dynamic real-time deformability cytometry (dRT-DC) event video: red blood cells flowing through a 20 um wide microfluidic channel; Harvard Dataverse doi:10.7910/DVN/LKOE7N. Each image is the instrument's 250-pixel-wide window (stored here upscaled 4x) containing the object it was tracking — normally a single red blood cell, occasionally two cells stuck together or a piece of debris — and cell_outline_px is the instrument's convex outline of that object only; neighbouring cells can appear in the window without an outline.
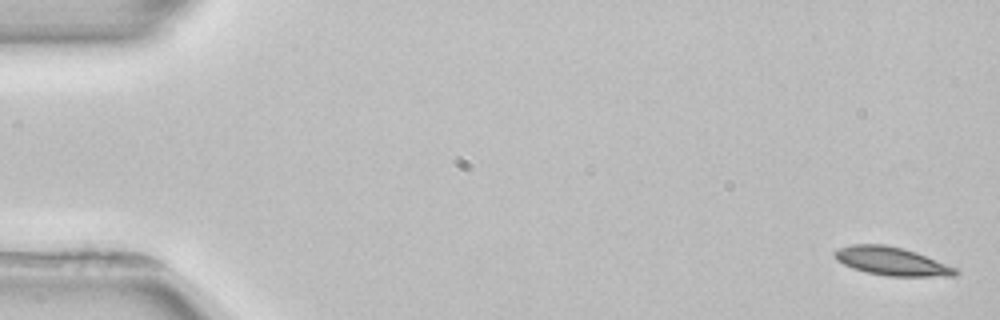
{"species": "common noctule bat (a hibernating species)", "species_latin": "Nyctalus noctula", "temperature_condition": "room temperature", "stored_images_in_passage": 4, "camera_frame_rate_fps": 3000, "um_per_image_px": 0.085, "animal": {"sex": "female", "body_mass_g": 22.7, "forearm_length_mm": 54.2}, "frame": {"image": 1, "passage_image": 1, "time_ms": 0.0, "image_size_px": [1000, 320], "cell_outline_px": [[960, 272], [956, 276], [888, 276], [868, 272], [852, 268], [836, 260], [832, 256], [832, 252], [836, 248], [852, 244], [884, 244], [904, 248], [916, 252], [956, 268]], "centroid_in_image_um": [75.75, 22.19], "position_along_channel_um": 9.3, "area_um2": 20.06}}
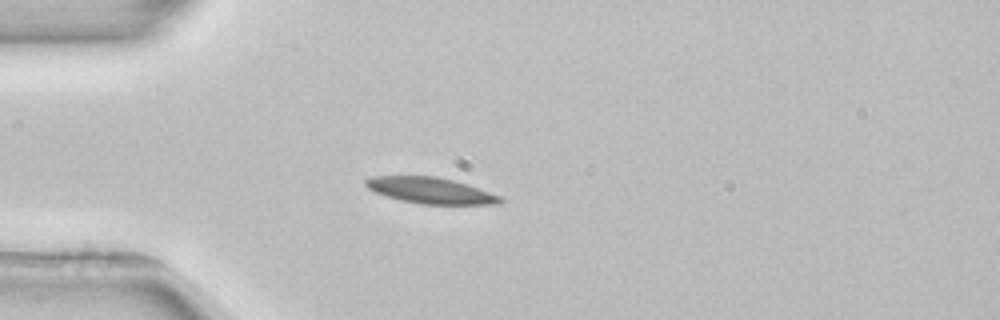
{"frame": {"image": 2, "passage_image": 4, "time_ms": 4.333, "image_size_px": [1000, 320], "cell_outline_px": [[504, 200], [500, 204], [420, 204], [400, 200], [376, 192], [368, 188], [364, 184], [364, 180], [372, 176], [436, 176], [452, 180], [500, 196]], "centroid_in_image_um": [36.56, 16.19], "position_along_channel_um": 48.4, "area_um2": 20.11}}